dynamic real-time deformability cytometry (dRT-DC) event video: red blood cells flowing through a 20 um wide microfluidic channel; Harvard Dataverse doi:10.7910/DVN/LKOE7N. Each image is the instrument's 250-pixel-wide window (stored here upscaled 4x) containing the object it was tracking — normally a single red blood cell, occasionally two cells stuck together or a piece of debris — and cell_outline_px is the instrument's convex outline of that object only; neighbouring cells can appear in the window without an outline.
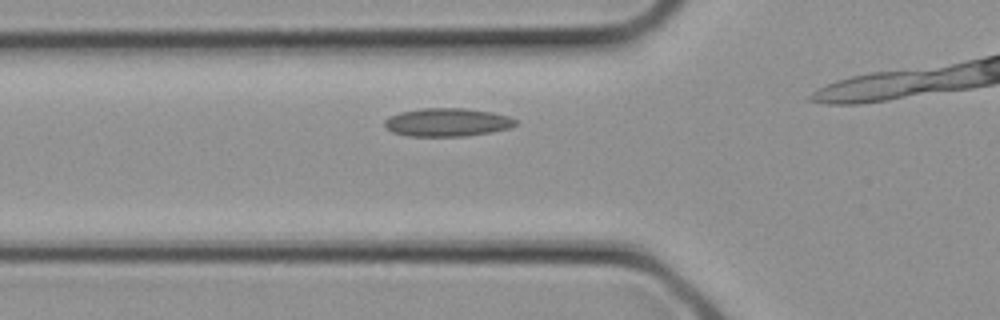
{"species": "common noctule bat (a hibernating species)", "species_latin": "Nyctalus noctula", "temperature_condition": "cold", "stored_images_in_passage": 6, "camera_frame_rate_fps": 3000, "um_per_image_px": 0.085, "animal": {"sex": "female", "body_mass_g": 21.9}, "frame": {"image": 1, "passage_image": 3, "time_ms": 0.667, "image_size_px": [1000, 320], "cell_outline_px": [[516, 124], [508, 128], [492, 132], [464, 136], [408, 136], [392, 132], [384, 124], [384, 120], [388, 116], [400, 112], [420, 108], [464, 108], [492, 112], [508, 116], [516, 120]], "centroid_in_image_um": [37.98, 10.39], "position_along_channel_um": 87.8, "area_um2": 21.56}}
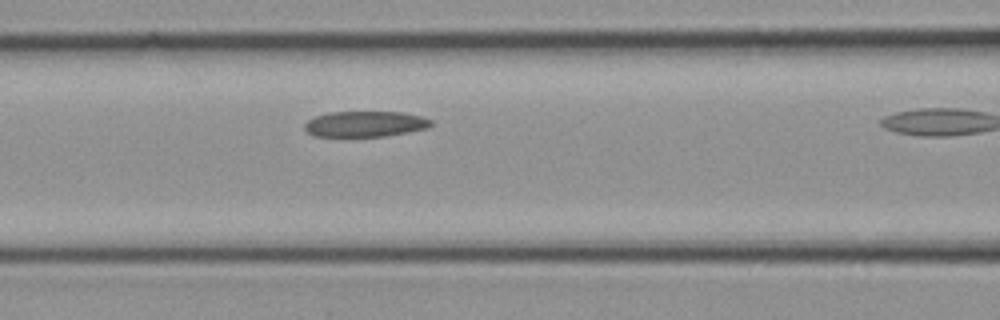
{"frame": {"image": 2, "passage_image": 5, "time_ms": 1.333, "image_size_px": [1000, 320], "cell_outline_px": [[432, 124], [428, 128], [384, 136], [312, 136], [304, 128], [304, 124], [308, 120], [316, 116], [328, 112], [404, 112], [420, 116], [432, 120]], "centroid_in_image_um": [31.02, 10.53], "position_along_channel_um": 135.6, "area_um2": 18.84}}